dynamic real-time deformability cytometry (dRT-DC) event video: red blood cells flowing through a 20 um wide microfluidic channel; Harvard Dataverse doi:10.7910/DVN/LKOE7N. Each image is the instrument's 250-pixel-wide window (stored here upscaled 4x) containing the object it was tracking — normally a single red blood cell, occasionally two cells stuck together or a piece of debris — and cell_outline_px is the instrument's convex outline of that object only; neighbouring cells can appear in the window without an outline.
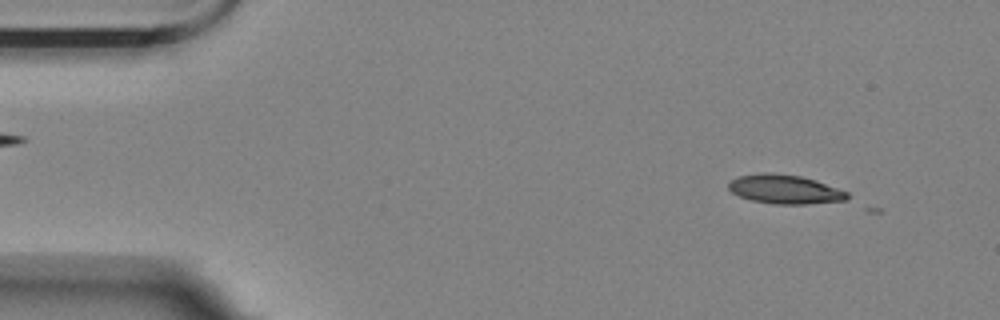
{"species": "Egyptian fruit bat (a non-hibernating species)", "species_latin": "Rousettus aegyptiacus", "temperature_condition": "room temperature", "stored_images_in_passage": 8, "camera_frame_rate_fps": 3000, "um_per_image_px": 0.085, "animal": {"sex": "female"}, "frame": {"image": 1, "passage_image": 4, "time_ms": 1.0, "image_size_px": [1000, 320], "cell_outline_px": [[848, 200], [804, 204], [772, 204], [752, 200], [740, 196], [732, 192], [728, 188], [728, 180], [736, 176], [760, 172], [772, 172], [800, 176], [816, 180], [848, 192]], "centroid_in_image_um": [66.67, 16.07], "position_along_channel_um": 18.3, "area_um2": 20.29}}